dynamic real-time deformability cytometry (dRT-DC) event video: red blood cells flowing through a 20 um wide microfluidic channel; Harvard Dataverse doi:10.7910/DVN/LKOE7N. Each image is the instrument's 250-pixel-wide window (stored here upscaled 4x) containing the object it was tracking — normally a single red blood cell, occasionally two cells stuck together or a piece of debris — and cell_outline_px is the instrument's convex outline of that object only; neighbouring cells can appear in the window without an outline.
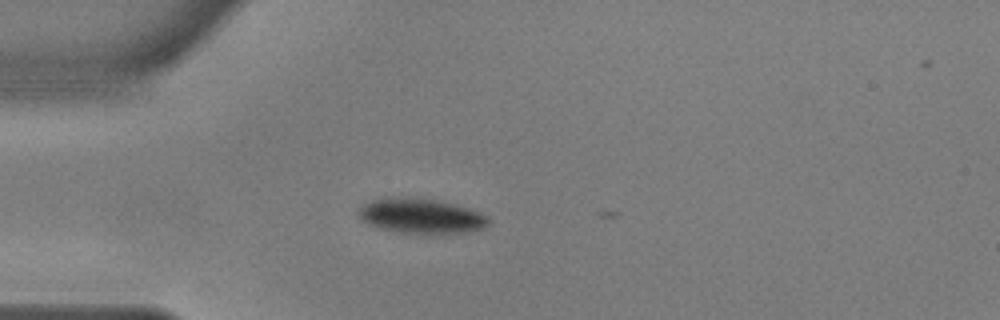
{"species": "common noctule bat (a hibernating species)", "species_latin": "Nyctalus noctula", "temperature_condition": "warm", "stored_images_in_passage": 2, "camera_frame_rate_fps": 3000, "um_per_image_px": 0.085, "animal": {"sex": "male", "body_mass_g": 17.9, "forearm_length_mm": 54.2}, "frame": {"image": 1, "passage_image": 1, "time_ms": 0.0, "image_size_px": [1000, 320], "cell_outline_px": [[488, 224], [484, 228], [468, 232], [404, 232], [376, 228], [360, 220], [360, 208], [364, 204], [372, 200], [388, 196], [408, 196], [436, 200], [468, 208], [480, 212], [488, 216]], "centroid_in_image_um": [35.75, 18.32], "position_along_channel_um": 49.2, "area_um2": 26.18}}